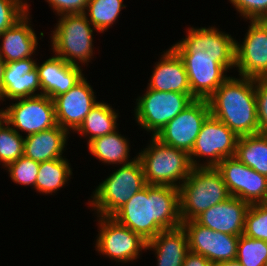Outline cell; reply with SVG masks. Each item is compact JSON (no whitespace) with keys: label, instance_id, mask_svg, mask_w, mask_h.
I'll return each instance as SVG.
<instances>
[{"label":"cell","instance_id":"36","mask_svg":"<svg viewBox=\"0 0 267 266\" xmlns=\"http://www.w3.org/2000/svg\"><path fill=\"white\" fill-rule=\"evenodd\" d=\"M259 133L267 135V78L255 79Z\"/></svg>","mask_w":267,"mask_h":266},{"label":"cell","instance_id":"37","mask_svg":"<svg viewBox=\"0 0 267 266\" xmlns=\"http://www.w3.org/2000/svg\"><path fill=\"white\" fill-rule=\"evenodd\" d=\"M58 16L65 14H83L89 0H46Z\"/></svg>","mask_w":267,"mask_h":266},{"label":"cell","instance_id":"22","mask_svg":"<svg viewBox=\"0 0 267 266\" xmlns=\"http://www.w3.org/2000/svg\"><path fill=\"white\" fill-rule=\"evenodd\" d=\"M29 10L13 26L0 34V56L6 61H19L32 57L38 47V38L29 22Z\"/></svg>","mask_w":267,"mask_h":266},{"label":"cell","instance_id":"7","mask_svg":"<svg viewBox=\"0 0 267 266\" xmlns=\"http://www.w3.org/2000/svg\"><path fill=\"white\" fill-rule=\"evenodd\" d=\"M194 100L192 94L161 92L147 87L146 93L136 100L135 118L141 128L152 131L155 136Z\"/></svg>","mask_w":267,"mask_h":266},{"label":"cell","instance_id":"19","mask_svg":"<svg viewBox=\"0 0 267 266\" xmlns=\"http://www.w3.org/2000/svg\"><path fill=\"white\" fill-rule=\"evenodd\" d=\"M36 60L31 57L19 61L6 62L4 79L0 93V100L8 98L16 100L20 98L41 95V84Z\"/></svg>","mask_w":267,"mask_h":266},{"label":"cell","instance_id":"25","mask_svg":"<svg viewBox=\"0 0 267 266\" xmlns=\"http://www.w3.org/2000/svg\"><path fill=\"white\" fill-rule=\"evenodd\" d=\"M88 149L94 157L106 164L125 165L136 159H129V142L116 130L90 141Z\"/></svg>","mask_w":267,"mask_h":266},{"label":"cell","instance_id":"18","mask_svg":"<svg viewBox=\"0 0 267 266\" xmlns=\"http://www.w3.org/2000/svg\"><path fill=\"white\" fill-rule=\"evenodd\" d=\"M249 207L250 204L247 202L231 196L203 211L194 220L213 231L241 236Z\"/></svg>","mask_w":267,"mask_h":266},{"label":"cell","instance_id":"41","mask_svg":"<svg viewBox=\"0 0 267 266\" xmlns=\"http://www.w3.org/2000/svg\"><path fill=\"white\" fill-rule=\"evenodd\" d=\"M4 121H5V109L0 110V126L2 125Z\"/></svg>","mask_w":267,"mask_h":266},{"label":"cell","instance_id":"21","mask_svg":"<svg viewBox=\"0 0 267 266\" xmlns=\"http://www.w3.org/2000/svg\"><path fill=\"white\" fill-rule=\"evenodd\" d=\"M161 56L147 87L161 92L192 94L184 62L178 53L170 47Z\"/></svg>","mask_w":267,"mask_h":266},{"label":"cell","instance_id":"34","mask_svg":"<svg viewBox=\"0 0 267 266\" xmlns=\"http://www.w3.org/2000/svg\"><path fill=\"white\" fill-rule=\"evenodd\" d=\"M29 9L23 0H0V34L13 26Z\"/></svg>","mask_w":267,"mask_h":266},{"label":"cell","instance_id":"12","mask_svg":"<svg viewBox=\"0 0 267 266\" xmlns=\"http://www.w3.org/2000/svg\"><path fill=\"white\" fill-rule=\"evenodd\" d=\"M231 196L248 204L267 203V177L243 164L235 156L223 159L216 167Z\"/></svg>","mask_w":267,"mask_h":266},{"label":"cell","instance_id":"24","mask_svg":"<svg viewBox=\"0 0 267 266\" xmlns=\"http://www.w3.org/2000/svg\"><path fill=\"white\" fill-rule=\"evenodd\" d=\"M69 132L59 125L24 138V156L37 162L63 158Z\"/></svg>","mask_w":267,"mask_h":266},{"label":"cell","instance_id":"39","mask_svg":"<svg viewBox=\"0 0 267 266\" xmlns=\"http://www.w3.org/2000/svg\"><path fill=\"white\" fill-rule=\"evenodd\" d=\"M213 266H243L237 259L224 261V262H216L213 263Z\"/></svg>","mask_w":267,"mask_h":266},{"label":"cell","instance_id":"10","mask_svg":"<svg viewBox=\"0 0 267 266\" xmlns=\"http://www.w3.org/2000/svg\"><path fill=\"white\" fill-rule=\"evenodd\" d=\"M5 109V121L26 136L45 131L57 126L53 100L46 95L16 99ZM15 127V128H14Z\"/></svg>","mask_w":267,"mask_h":266},{"label":"cell","instance_id":"5","mask_svg":"<svg viewBox=\"0 0 267 266\" xmlns=\"http://www.w3.org/2000/svg\"><path fill=\"white\" fill-rule=\"evenodd\" d=\"M146 185L142 164L136 156L133 162L122 165L98 185L89 205L98 216L112 217Z\"/></svg>","mask_w":267,"mask_h":266},{"label":"cell","instance_id":"28","mask_svg":"<svg viewBox=\"0 0 267 266\" xmlns=\"http://www.w3.org/2000/svg\"><path fill=\"white\" fill-rule=\"evenodd\" d=\"M65 158L40 162L35 189L40 193L52 194L64 187L72 170Z\"/></svg>","mask_w":267,"mask_h":266},{"label":"cell","instance_id":"6","mask_svg":"<svg viewBox=\"0 0 267 266\" xmlns=\"http://www.w3.org/2000/svg\"><path fill=\"white\" fill-rule=\"evenodd\" d=\"M60 17L50 37L53 53L75 66H80L78 61L82 64L90 62L94 54V26L84 13L65 14Z\"/></svg>","mask_w":267,"mask_h":266},{"label":"cell","instance_id":"9","mask_svg":"<svg viewBox=\"0 0 267 266\" xmlns=\"http://www.w3.org/2000/svg\"><path fill=\"white\" fill-rule=\"evenodd\" d=\"M238 138L224 123L209 115L203 122L189 153L192 167H216L223 159L233 157ZM196 157H207V163H197Z\"/></svg>","mask_w":267,"mask_h":266},{"label":"cell","instance_id":"27","mask_svg":"<svg viewBox=\"0 0 267 266\" xmlns=\"http://www.w3.org/2000/svg\"><path fill=\"white\" fill-rule=\"evenodd\" d=\"M117 118L118 113H116L109 104L98 101L76 132L80 135H84V137L88 136L89 139L87 143H89L97 137L107 135L117 130Z\"/></svg>","mask_w":267,"mask_h":266},{"label":"cell","instance_id":"11","mask_svg":"<svg viewBox=\"0 0 267 266\" xmlns=\"http://www.w3.org/2000/svg\"><path fill=\"white\" fill-rule=\"evenodd\" d=\"M99 217V236L96 249L116 262H130L139 258L146 249L147 241L112 217Z\"/></svg>","mask_w":267,"mask_h":266},{"label":"cell","instance_id":"26","mask_svg":"<svg viewBox=\"0 0 267 266\" xmlns=\"http://www.w3.org/2000/svg\"><path fill=\"white\" fill-rule=\"evenodd\" d=\"M234 156L267 177V135L257 133L239 137Z\"/></svg>","mask_w":267,"mask_h":266},{"label":"cell","instance_id":"13","mask_svg":"<svg viewBox=\"0 0 267 266\" xmlns=\"http://www.w3.org/2000/svg\"><path fill=\"white\" fill-rule=\"evenodd\" d=\"M210 115L207 100H194L155 135L162 143L191 152L201 126Z\"/></svg>","mask_w":267,"mask_h":266},{"label":"cell","instance_id":"29","mask_svg":"<svg viewBox=\"0 0 267 266\" xmlns=\"http://www.w3.org/2000/svg\"><path fill=\"white\" fill-rule=\"evenodd\" d=\"M125 7L123 0H89L84 14L90 18L88 21L94 30L103 33L114 24Z\"/></svg>","mask_w":267,"mask_h":266},{"label":"cell","instance_id":"15","mask_svg":"<svg viewBox=\"0 0 267 266\" xmlns=\"http://www.w3.org/2000/svg\"><path fill=\"white\" fill-rule=\"evenodd\" d=\"M189 251L200 254L212 263L236 259L239 236L216 232L195 220L183 221Z\"/></svg>","mask_w":267,"mask_h":266},{"label":"cell","instance_id":"20","mask_svg":"<svg viewBox=\"0 0 267 266\" xmlns=\"http://www.w3.org/2000/svg\"><path fill=\"white\" fill-rule=\"evenodd\" d=\"M41 95H46L52 100L75 86L83 77L80 66L68 64L64 59L56 55L37 64Z\"/></svg>","mask_w":267,"mask_h":266},{"label":"cell","instance_id":"2","mask_svg":"<svg viewBox=\"0 0 267 266\" xmlns=\"http://www.w3.org/2000/svg\"><path fill=\"white\" fill-rule=\"evenodd\" d=\"M207 101L210 115L238 137L259 133L255 79L229 76Z\"/></svg>","mask_w":267,"mask_h":266},{"label":"cell","instance_id":"14","mask_svg":"<svg viewBox=\"0 0 267 266\" xmlns=\"http://www.w3.org/2000/svg\"><path fill=\"white\" fill-rule=\"evenodd\" d=\"M249 23L242 44L235 41V67L241 77L267 78V21Z\"/></svg>","mask_w":267,"mask_h":266},{"label":"cell","instance_id":"32","mask_svg":"<svg viewBox=\"0 0 267 266\" xmlns=\"http://www.w3.org/2000/svg\"><path fill=\"white\" fill-rule=\"evenodd\" d=\"M243 235L267 242V203L250 205L245 217Z\"/></svg>","mask_w":267,"mask_h":266},{"label":"cell","instance_id":"4","mask_svg":"<svg viewBox=\"0 0 267 266\" xmlns=\"http://www.w3.org/2000/svg\"><path fill=\"white\" fill-rule=\"evenodd\" d=\"M137 158L142 164L148 185L179 188L193 168L186 151L166 145L155 136Z\"/></svg>","mask_w":267,"mask_h":266},{"label":"cell","instance_id":"1","mask_svg":"<svg viewBox=\"0 0 267 266\" xmlns=\"http://www.w3.org/2000/svg\"><path fill=\"white\" fill-rule=\"evenodd\" d=\"M112 218L148 242L163 230L181 226L179 188L147 184Z\"/></svg>","mask_w":267,"mask_h":266},{"label":"cell","instance_id":"8","mask_svg":"<svg viewBox=\"0 0 267 266\" xmlns=\"http://www.w3.org/2000/svg\"><path fill=\"white\" fill-rule=\"evenodd\" d=\"M235 39L213 27L188 28L186 38L172 45L180 57H214L227 70L235 67Z\"/></svg>","mask_w":267,"mask_h":266},{"label":"cell","instance_id":"3","mask_svg":"<svg viewBox=\"0 0 267 266\" xmlns=\"http://www.w3.org/2000/svg\"><path fill=\"white\" fill-rule=\"evenodd\" d=\"M230 197L215 167H194L179 187L180 219L182 222L194 220L203 211Z\"/></svg>","mask_w":267,"mask_h":266},{"label":"cell","instance_id":"40","mask_svg":"<svg viewBox=\"0 0 267 266\" xmlns=\"http://www.w3.org/2000/svg\"><path fill=\"white\" fill-rule=\"evenodd\" d=\"M5 68H6V61L0 56V93L4 79Z\"/></svg>","mask_w":267,"mask_h":266},{"label":"cell","instance_id":"31","mask_svg":"<svg viewBox=\"0 0 267 266\" xmlns=\"http://www.w3.org/2000/svg\"><path fill=\"white\" fill-rule=\"evenodd\" d=\"M236 259L243 266H266L267 242L242 234L238 240Z\"/></svg>","mask_w":267,"mask_h":266},{"label":"cell","instance_id":"33","mask_svg":"<svg viewBox=\"0 0 267 266\" xmlns=\"http://www.w3.org/2000/svg\"><path fill=\"white\" fill-rule=\"evenodd\" d=\"M40 163L24 155L18 160L8 164L5 168L13 182L25 186H33L38 176Z\"/></svg>","mask_w":267,"mask_h":266},{"label":"cell","instance_id":"23","mask_svg":"<svg viewBox=\"0 0 267 266\" xmlns=\"http://www.w3.org/2000/svg\"><path fill=\"white\" fill-rule=\"evenodd\" d=\"M149 249L154 250L158 266H182L189 252L187 234L182 226L163 230L147 242Z\"/></svg>","mask_w":267,"mask_h":266},{"label":"cell","instance_id":"35","mask_svg":"<svg viewBox=\"0 0 267 266\" xmlns=\"http://www.w3.org/2000/svg\"><path fill=\"white\" fill-rule=\"evenodd\" d=\"M245 19L267 20V0H229Z\"/></svg>","mask_w":267,"mask_h":266},{"label":"cell","instance_id":"16","mask_svg":"<svg viewBox=\"0 0 267 266\" xmlns=\"http://www.w3.org/2000/svg\"><path fill=\"white\" fill-rule=\"evenodd\" d=\"M57 125L75 132L90 110L98 103L94 90L83 77L68 92L53 99Z\"/></svg>","mask_w":267,"mask_h":266},{"label":"cell","instance_id":"30","mask_svg":"<svg viewBox=\"0 0 267 266\" xmlns=\"http://www.w3.org/2000/svg\"><path fill=\"white\" fill-rule=\"evenodd\" d=\"M24 155V137L6 121L0 126V161L2 166L18 160Z\"/></svg>","mask_w":267,"mask_h":266},{"label":"cell","instance_id":"38","mask_svg":"<svg viewBox=\"0 0 267 266\" xmlns=\"http://www.w3.org/2000/svg\"><path fill=\"white\" fill-rule=\"evenodd\" d=\"M182 266H213V263L204 256L189 251Z\"/></svg>","mask_w":267,"mask_h":266},{"label":"cell","instance_id":"17","mask_svg":"<svg viewBox=\"0 0 267 266\" xmlns=\"http://www.w3.org/2000/svg\"><path fill=\"white\" fill-rule=\"evenodd\" d=\"M189 79L192 97L207 100L228 78V70L214 57H181Z\"/></svg>","mask_w":267,"mask_h":266}]
</instances>
